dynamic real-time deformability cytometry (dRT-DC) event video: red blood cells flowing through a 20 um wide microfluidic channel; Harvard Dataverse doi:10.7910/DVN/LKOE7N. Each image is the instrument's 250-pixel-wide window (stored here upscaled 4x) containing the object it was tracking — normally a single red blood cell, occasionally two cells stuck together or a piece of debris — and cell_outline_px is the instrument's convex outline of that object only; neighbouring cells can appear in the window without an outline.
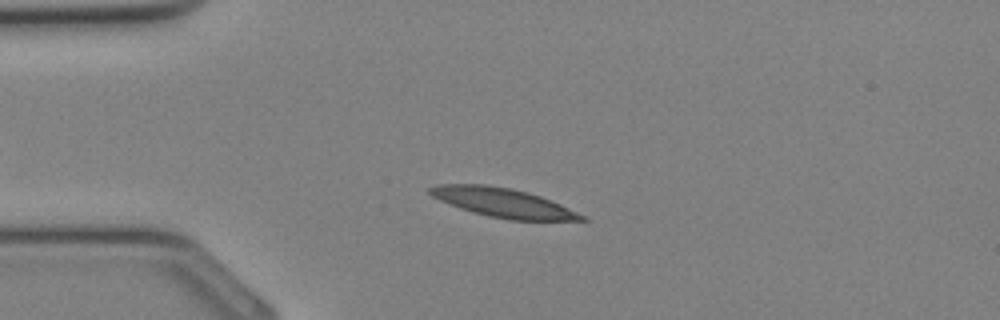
{"species": "Egyptian fruit bat (a non-hibernating species)", "species_latin": "Rousettus aegyptiacus", "temperature_condition": "cold", "stored_images_in_passage": 27, "camera_frame_rate_fps": 3000, "um_per_image_px": 0.085, "animal": {"sex": "female"}, "frame": {"image": 1, "passage_image": 6, "time_ms": 1.667, "image_size_px": [1000, 320], "cell_outline_px": [[588, 220], [508, 220], [488, 216], [472, 212], [460, 208], [440, 200], [432, 196], [428, 192], [428, 188], [436, 184], [484, 184], [512, 188], [528, 192], [540, 196], [560, 204], [584, 216]], "centroid_in_image_um": [42.71, 17.22], "position_along_channel_um": 42.3, "area_um2": 25.55}}
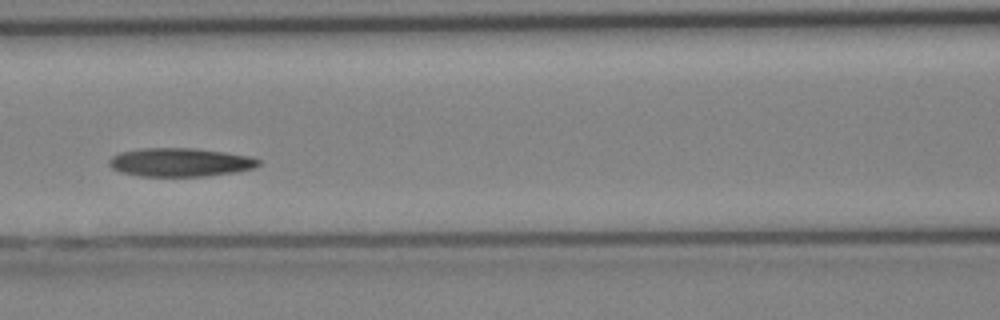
{"frame": {"image": 2, "passage_image": 13, "time_ms": 4.0, "image_size_px": [1000, 320], "cell_outline_px": [[260, 164], [256, 168], [236, 172], [204, 176], [140, 176], [120, 172], [112, 168], [108, 164], [108, 160], [112, 156], [120, 152], [140, 148], [196, 148], [224, 152], [248, 156], [260, 160]], "centroid_in_image_um": [15.3, 13.79], "position_along_channel_um": 151.3, "area_um2": 24.97}}
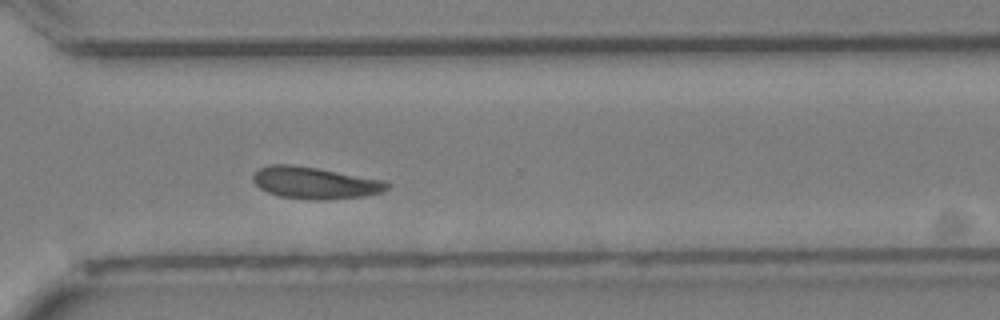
{"frame": {"image": 3, "passage_image": 23, "time_ms": 7.333, "image_size_px": [1000, 320], "cell_outline_px": [[392, 184], [384, 192], [364, 196], [324, 200], [312, 200], [280, 196], [268, 192], [260, 188], [252, 180], [252, 176], [260, 168], [268, 164], [292, 164], [316, 168], [384, 180]], "centroid_in_image_um": [26.79, 15.54], "position_along_channel_um": 343.8, "area_um2": 24.91}}